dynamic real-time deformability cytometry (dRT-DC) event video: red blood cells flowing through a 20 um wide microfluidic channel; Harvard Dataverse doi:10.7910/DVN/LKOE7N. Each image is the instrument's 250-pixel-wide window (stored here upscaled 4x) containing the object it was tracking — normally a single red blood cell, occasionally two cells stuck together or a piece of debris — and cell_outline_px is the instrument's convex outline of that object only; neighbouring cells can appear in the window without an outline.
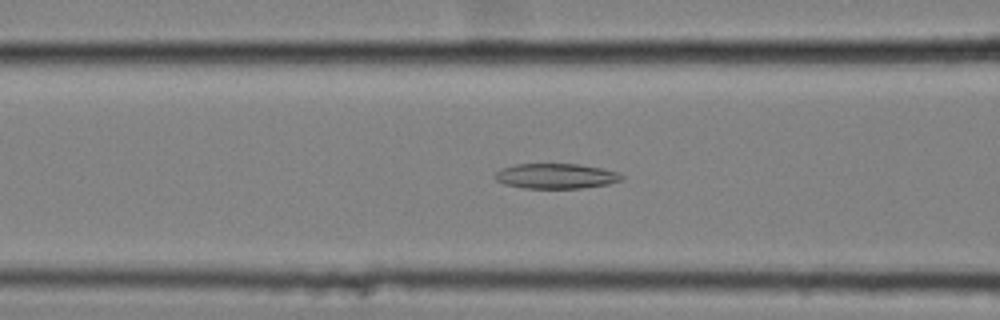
{"species": "common noctule bat (a hibernating species)", "species_latin": "Nyctalus noctula", "temperature_condition": "cold", "stored_images_in_passage": 54, "camera_frame_rate_fps": 3000, "um_per_image_px": 0.085, "animal": {"sex": "female", "body_mass_g": 25.1}, "frame": {"image": 1, "passage_image": 20, "time_ms": 6.333, "image_size_px": [1000, 320], "cell_outline_px": [[624, 180], [608, 184], [580, 188], [524, 188], [504, 184], [496, 180], [492, 176], [500, 168], [516, 164], [580, 164], [604, 168], [616, 172], [624, 176]], "centroid_in_image_um": [47.25, 14.96], "position_along_channel_um": 119.4, "area_um2": 18.73}}
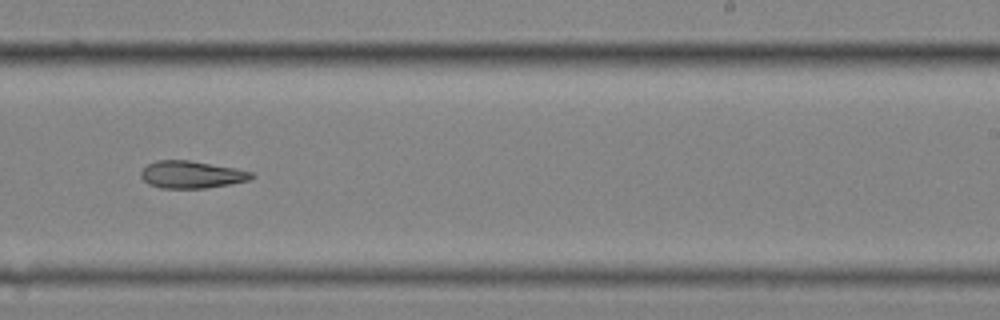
{"frame": {"image": 2, "passage_image": 33, "time_ms": 10.667, "image_size_px": [1000, 320], "cell_outline_px": [[256, 176], [248, 180], [228, 184], [204, 188], [160, 188], [148, 184], [140, 176], [140, 172], [148, 164], [156, 160], [188, 160], [236, 168], [252, 172]], "centroid_in_image_um": [16.26, 14.83], "position_along_channel_um": 272.7, "area_um2": 17.51}}
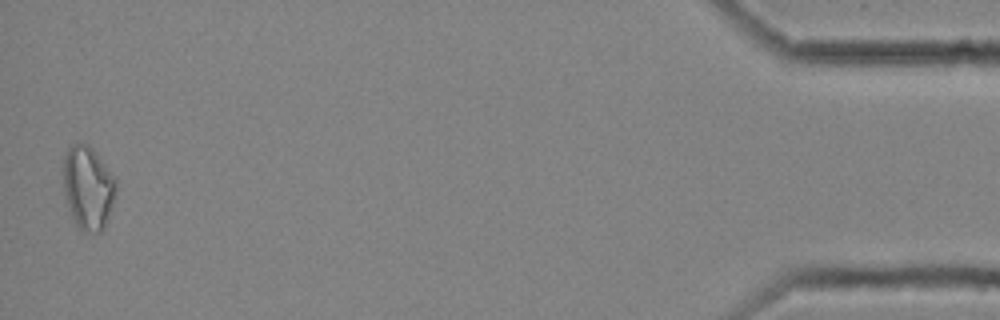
{"frame": {"image": 3, "passage_image": 53, "time_ms": 17.333, "image_size_px": [1000, 320], "cell_outline_px": [[116, 196], [104, 228], [100, 232], [84, 232], [76, 224], [72, 216], [64, 192], [64, 156], [68, 148], [72, 144], [88, 144], [96, 152], [116, 176]], "centroid_in_image_um": [7.52, 15.94], "position_along_channel_um": 427.7, "area_um2": 25.66}, "authors_computed_cell_mechanics": {"area_um2": 19.5075, "velocity_mm_per_s": 3.5438, "shape_relaxation_time_tau1_ms": 6.1101, "shape_relaxation_time_tau2_ms": 7.0097, "deformation_change_tau1": 0.1272, "deformation_change_tau2": 0.1692}}